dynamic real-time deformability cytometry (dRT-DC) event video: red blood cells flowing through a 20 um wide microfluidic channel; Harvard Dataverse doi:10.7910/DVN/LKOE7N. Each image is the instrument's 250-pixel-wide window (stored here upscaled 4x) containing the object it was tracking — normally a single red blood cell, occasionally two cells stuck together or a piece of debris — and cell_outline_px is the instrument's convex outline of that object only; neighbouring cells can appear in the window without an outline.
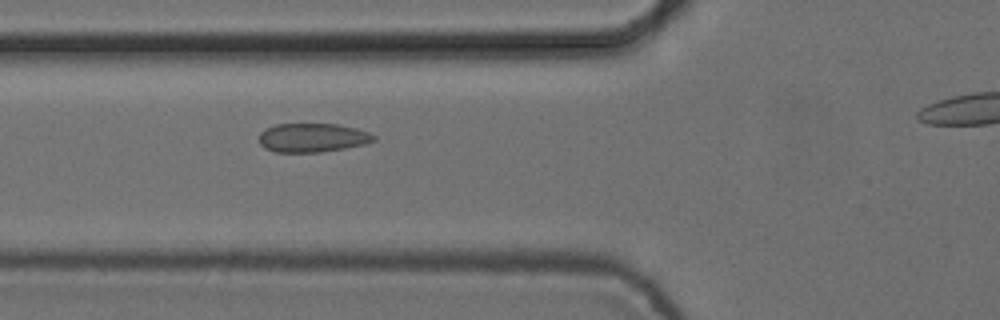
{"species": "common noctule bat (a hibernating species)", "species_latin": "Nyctalus noctula", "temperature_condition": "cold", "stored_images_in_passage": 7, "camera_frame_rate_fps": 3000, "um_per_image_px": 0.085, "animal": {"sex": "female", "body_mass_g": 24.6, "forearm_length_mm": 56.2}, "frame": {"image": 1, "passage_image": 6, "time_ms": 1.667, "image_size_px": [1000, 320], "cell_outline_px": [[376, 140], [364, 144], [344, 148], [320, 152], [276, 152], [264, 148], [260, 144], [260, 132], [276, 124], [340, 124], [356, 128], [368, 132], [376, 136]], "centroid_in_image_um": [26.57, 11.7], "position_along_channel_um": 99.2, "area_um2": 19.25}}